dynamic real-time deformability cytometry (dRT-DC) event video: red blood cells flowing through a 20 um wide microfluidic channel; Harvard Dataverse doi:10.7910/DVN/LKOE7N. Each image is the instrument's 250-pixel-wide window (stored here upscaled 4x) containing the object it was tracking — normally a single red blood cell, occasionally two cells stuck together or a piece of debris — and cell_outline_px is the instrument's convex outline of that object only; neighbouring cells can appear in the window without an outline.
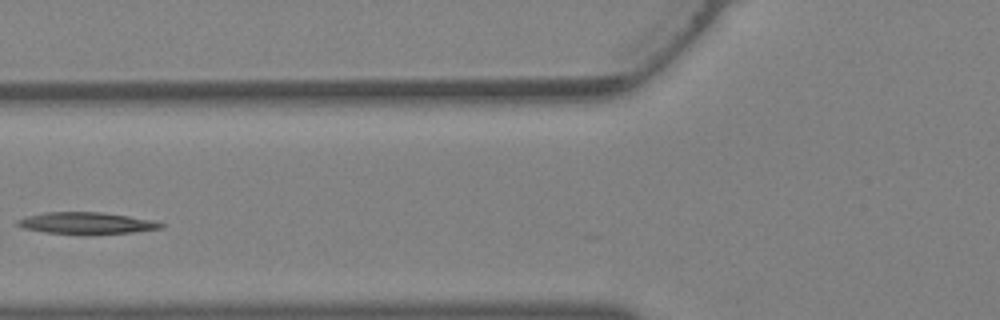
{"species": "Egyptian fruit bat (a non-hibernating species)", "species_latin": "Rousettus aegyptiacus", "temperature_condition": "warm", "stored_images_in_passage": 19, "camera_frame_rate_fps": 3000, "um_per_image_px": 0.085, "animal": {"sex": "female"}, "frame": {"image": 1, "passage_image": 2, "time_ms": 0.333, "image_size_px": [1000, 320], "cell_outline_px": [[164, 228], [132, 232], [44, 232], [20, 228], [16, 224], [16, 220], [28, 216], [44, 212], [104, 212], [152, 220], [164, 224]], "centroid_in_image_um": [7.31, 18.93], "position_along_channel_um": 118.5, "area_um2": 17.4}}
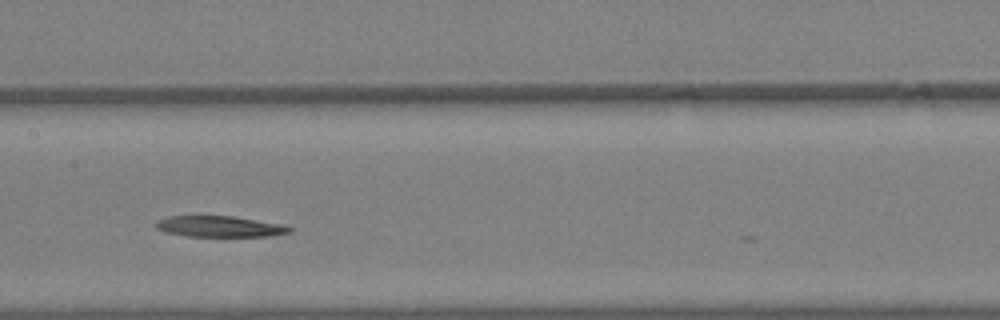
{"frame": {"image": 2, "passage_image": 6, "time_ms": 1.667, "image_size_px": [1000, 320], "cell_outline_px": [[292, 232], [268, 236], [184, 236], [168, 232], [156, 228], [156, 220], [168, 216], [232, 216], [284, 224], [292, 228]], "centroid_in_image_um": [18.69, 19.25], "position_along_channel_um": 188.7, "area_um2": 16.3}}
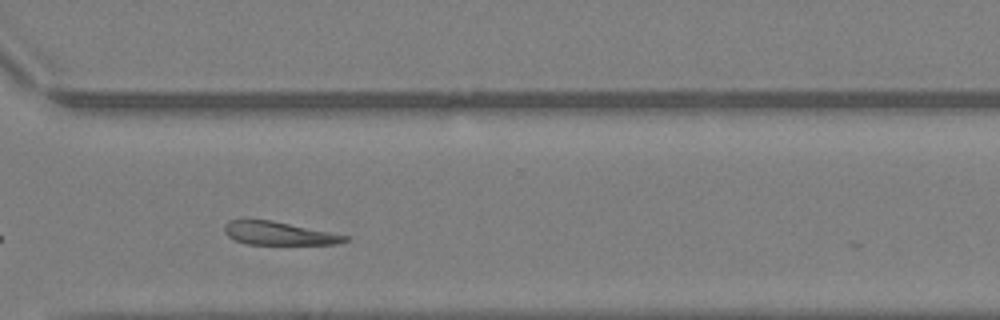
{"frame": {"image": 3, "passage_image": 15, "time_ms": 4.667, "image_size_px": [1000, 320], "cell_outline_px": [[348, 240], [336, 244], [248, 244], [236, 240], [228, 236], [224, 232], [224, 224], [228, 220], [272, 220], [348, 236]], "centroid_in_image_um": [23.66, 19.83], "position_along_channel_um": 346.9, "area_um2": 16.07}}